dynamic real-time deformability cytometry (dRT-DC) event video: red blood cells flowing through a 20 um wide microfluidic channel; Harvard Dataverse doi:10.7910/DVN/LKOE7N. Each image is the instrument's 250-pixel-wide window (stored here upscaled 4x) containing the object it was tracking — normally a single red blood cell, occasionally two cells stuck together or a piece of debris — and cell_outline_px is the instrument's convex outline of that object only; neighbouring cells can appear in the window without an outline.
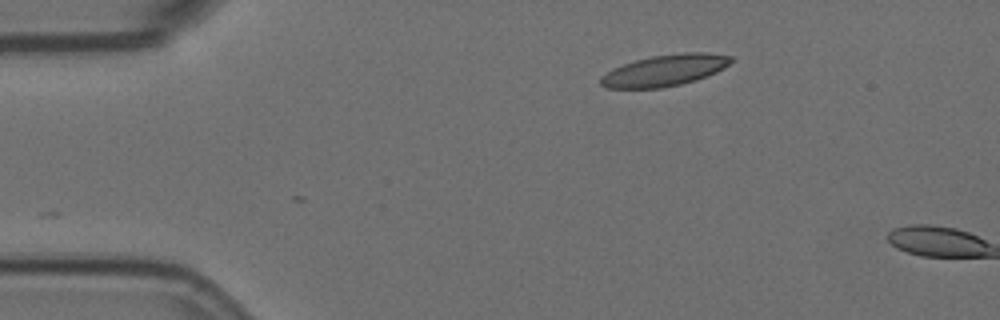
{"species": "Egyptian fruit bat (a non-hibernating species)", "species_latin": "Rousettus aegyptiacus", "temperature_condition": "room temperature", "stored_images_in_passage": 2, "camera_frame_rate_fps": 3000, "um_per_image_px": 0.085, "animal": {"sex": "female"}, "frame": {"image": 1, "passage_image": 1, "time_ms": 0.0, "image_size_px": [1000, 320], "cell_outline_px": [[732, 60], [724, 68], [716, 72], [696, 80], [680, 84], [660, 88], [604, 88], [600, 84], [600, 76], [624, 64], [636, 60], [652, 56], [684, 52], [708, 52], [732, 56]], "centroid_in_image_um": [56.51, 5.98], "position_along_channel_um": 28.5, "area_um2": 23.64}}